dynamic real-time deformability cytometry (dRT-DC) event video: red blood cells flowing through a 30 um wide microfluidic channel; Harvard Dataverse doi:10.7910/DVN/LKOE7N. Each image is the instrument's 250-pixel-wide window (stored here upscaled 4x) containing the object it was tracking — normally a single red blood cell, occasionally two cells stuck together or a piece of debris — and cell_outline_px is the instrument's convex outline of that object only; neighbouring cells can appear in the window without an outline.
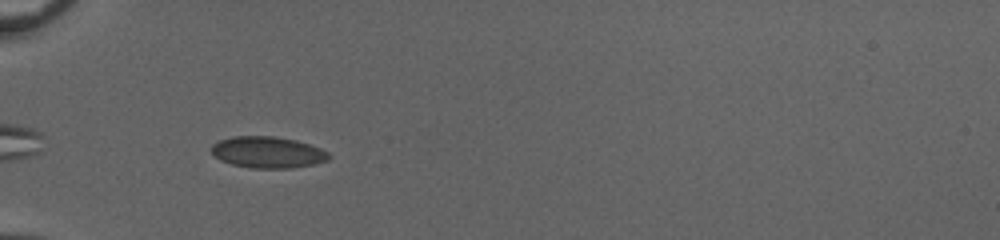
{"species": "common noctule bat (a hibernating species)", "species_latin": "Nyctalus noctula", "temperature_condition": "cold", "stored_images_in_passage": 37, "camera_frame_rate_fps": 3000, "um_per_image_px": 0.085, "animal": {"sex": "female", "body_mass_g": 20.0, "forearm_length_mm": 54.0}, "frame": {"image": 1, "passage_image": 4, "time_ms": 1.0, "image_size_px": [1000, 240], "cell_outline_px": [[332, 156], [328, 160], [312, 164], [292, 168], [252, 168], [232, 164], [220, 160], [212, 152], [212, 144], [220, 140], [232, 136], [272, 136], [296, 140], [320, 148], [328, 152]], "centroid_in_image_um": [22.76, 12.94], "position_along_channel_um": 62.2, "area_um2": 21.39}}
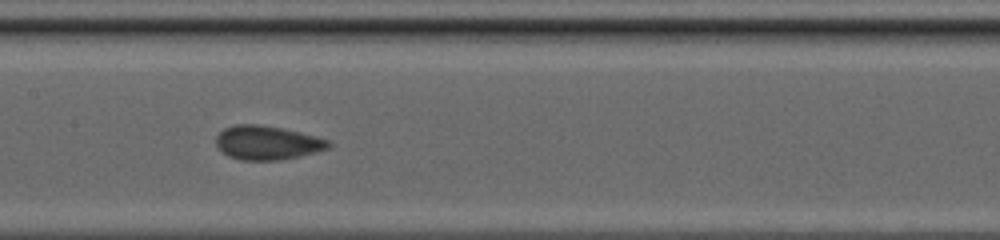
{"frame": {"image": 2, "passage_image": 14, "time_ms": 4.333, "image_size_px": [1000, 240], "cell_outline_px": [[332, 144], [328, 148], [316, 152], [300, 156], [280, 160], [240, 160], [228, 156], [216, 144], [216, 136], [224, 128], [236, 124], [256, 124], [280, 128], [300, 132], [316, 136], [328, 140]], "centroid_in_image_um": [22.72, 12.13], "position_along_channel_um": 184.7, "area_um2": 22.14}}
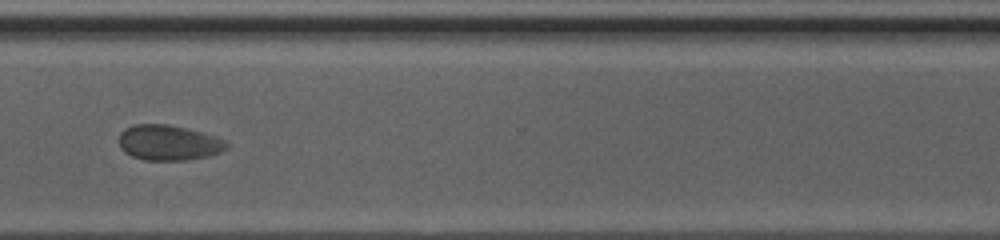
{"frame": {"image": 3, "passage_image": 27, "time_ms": 8.667, "image_size_px": [1000, 240], "cell_outline_px": [[228, 148], [220, 152], [208, 156], [188, 160], [144, 160], [132, 156], [124, 152], [120, 148], [120, 132], [124, 128], [136, 124], [168, 124], [188, 128], [216, 136], [224, 140], [228, 144]], "centroid_in_image_um": [14.34, 12.12], "position_along_channel_um": 356.3, "area_um2": 22.31}, "authors_computed_cell_mechanics": {"area_um2": 22.253, "velocity_mm_per_s": 3.9641, "shape_relaxation_time_tau1_ms": 3.6626, "shape_relaxation_time_tau2_ms": null, "deformation_change_tau1": 0.0643, "deformation_change_tau2": null}}